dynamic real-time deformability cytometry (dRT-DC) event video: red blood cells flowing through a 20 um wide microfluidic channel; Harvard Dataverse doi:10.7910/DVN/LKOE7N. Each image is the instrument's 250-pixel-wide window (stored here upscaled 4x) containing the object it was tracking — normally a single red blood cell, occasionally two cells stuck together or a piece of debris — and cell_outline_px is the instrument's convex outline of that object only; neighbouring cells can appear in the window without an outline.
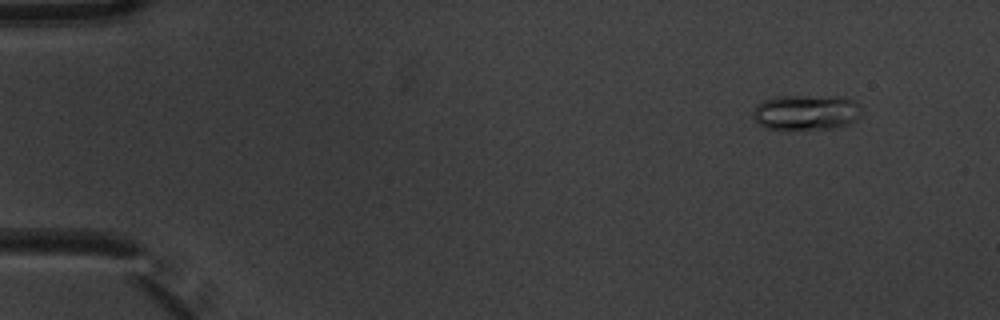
{"species": "common noctule bat (a hibernating species)", "species_latin": "Nyctalus noctula", "temperature_condition": "warm", "stored_images_in_passage": 5, "camera_frame_rate_fps": 3000, "um_per_image_px": 0.085, "animal": {"sex": "male", "body_mass_g": 20.1, "forearm_length_mm": 53.5}, "frame": {"image": 1, "passage_image": 2, "time_ms": 0.333, "image_size_px": [1000, 320], "cell_outline_px": [[860, 112], [848, 124], [836, 128], [784, 132], [764, 128], [752, 116], [752, 112], [756, 104], [764, 100], [776, 96], [844, 96], [860, 104]], "centroid_in_image_um": [68.45, 9.58], "position_along_channel_um": 16.6, "area_um2": 23.12}}